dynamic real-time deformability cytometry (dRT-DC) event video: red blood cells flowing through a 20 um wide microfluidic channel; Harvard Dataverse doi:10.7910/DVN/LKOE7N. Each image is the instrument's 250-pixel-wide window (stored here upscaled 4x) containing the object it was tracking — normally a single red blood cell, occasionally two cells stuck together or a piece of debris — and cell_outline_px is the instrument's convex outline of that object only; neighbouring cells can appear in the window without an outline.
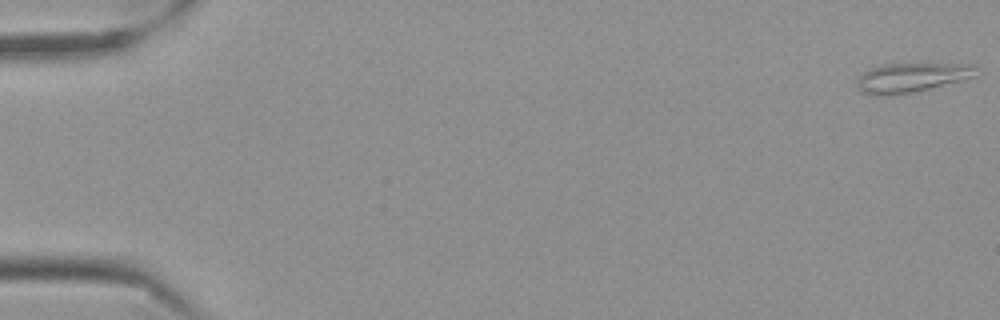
{"species": "Egyptian fruit bat (a non-hibernating species)", "species_latin": "Rousettus aegyptiacus", "temperature_condition": "cold", "stored_images_in_passage": 17, "camera_frame_rate_fps": 3000, "um_per_image_px": 0.085, "frame": {"image": 1, "passage_image": 1, "time_ms": 0.0, "image_size_px": [1000, 320], "cell_outline_px": [[980, 76], [912, 92], [888, 96], [860, 92], [856, 88], [856, 80], [868, 68], [884, 64], [972, 64], [980, 68]], "centroid_in_image_um": [77.53, 6.58], "position_along_channel_um": 7.5, "area_um2": 20.63}}